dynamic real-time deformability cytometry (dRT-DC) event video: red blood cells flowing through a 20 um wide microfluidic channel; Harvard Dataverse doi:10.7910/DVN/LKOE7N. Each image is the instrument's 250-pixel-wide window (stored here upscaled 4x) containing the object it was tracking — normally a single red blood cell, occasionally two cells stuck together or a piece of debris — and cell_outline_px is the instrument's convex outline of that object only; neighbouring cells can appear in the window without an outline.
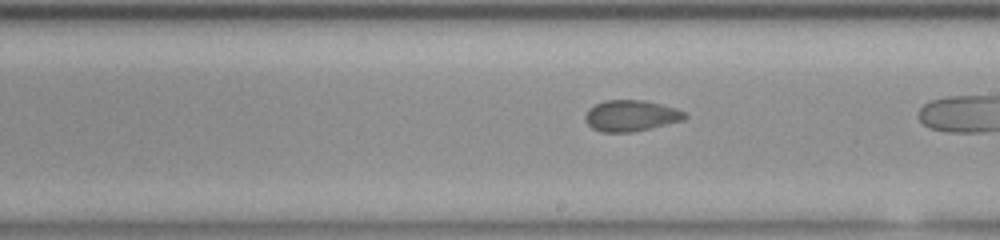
{"species": "common noctule bat (a hibernating species)", "species_latin": "Nyctalus noctula", "temperature_condition": "room temperature", "stored_images_in_passage": 39, "camera_frame_rate_fps": 3000, "um_per_image_px": 0.085, "animal": {"sex": "female", "body_mass_g": 23.0, "forearm_length_mm": 53.4}, "frame": {"image": 1, "passage_image": 28, "time_ms": 9.0, "image_size_px": [1000, 240], "cell_outline_px": [[688, 116], [684, 120], [652, 128], [632, 132], [600, 132], [592, 128], [584, 120], [584, 116], [588, 108], [604, 100], [644, 100], [676, 108], [684, 112]], "centroid_in_image_um": [53.61, 9.84], "position_along_channel_um": 235.4, "area_um2": 18.21}}
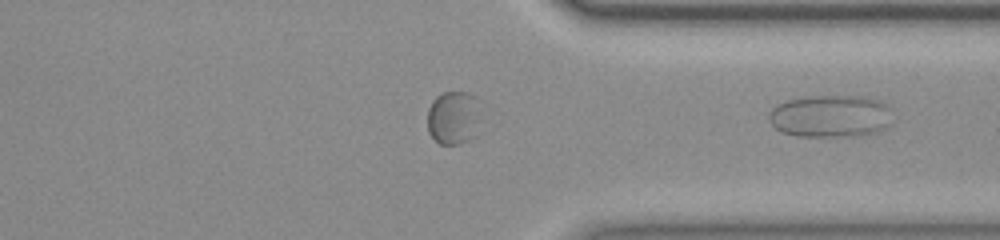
{"frame": {"image": 2, "passage_image": 39, "time_ms": 12.667, "image_size_px": [1000, 240], "cell_outline_px": [[892, 124], [888, 128], [876, 132], [856, 136], [796, 136], [780, 132], [768, 120], [768, 112], [776, 104], [784, 100], [800, 96], [864, 96], [880, 100], [888, 104], [892, 108]], "centroid_in_image_um": [70.62, 9.86], "position_along_channel_um": 340.8, "area_um2": 31.5}}